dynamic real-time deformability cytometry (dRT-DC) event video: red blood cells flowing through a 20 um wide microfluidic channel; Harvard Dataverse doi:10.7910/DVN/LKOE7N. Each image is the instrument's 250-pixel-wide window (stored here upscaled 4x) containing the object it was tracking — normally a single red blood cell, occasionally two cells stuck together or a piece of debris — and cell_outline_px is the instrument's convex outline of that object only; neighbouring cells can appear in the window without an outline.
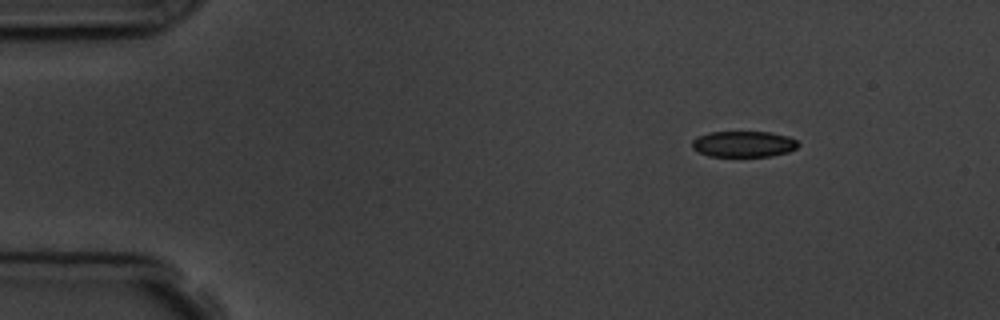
{"species": "common noctule bat (a hibernating species)", "species_latin": "Nyctalus noctula", "temperature_condition": "room temperature", "stored_images_in_passage": 6, "camera_frame_rate_fps": 3000, "um_per_image_px": 0.085, "animal": {"sex": "male", "body_mass_g": 19.5, "forearm_length_mm": 54.6}, "frame": {"image": 1, "passage_image": 1, "time_ms": 0.0, "image_size_px": [1000, 320], "cell_outline_px": [[800, 144], [796, 148], [788, 152], [768, 156], [708, 156], [692, 148], [692, 140], [700, 136], [712, 132], [768, 132], [788, 136], [796, 140]], "centroid_in_image_um": [63.22, 12.24], "position_along_channel_um": 21.8, "area_um2": 15.9}}